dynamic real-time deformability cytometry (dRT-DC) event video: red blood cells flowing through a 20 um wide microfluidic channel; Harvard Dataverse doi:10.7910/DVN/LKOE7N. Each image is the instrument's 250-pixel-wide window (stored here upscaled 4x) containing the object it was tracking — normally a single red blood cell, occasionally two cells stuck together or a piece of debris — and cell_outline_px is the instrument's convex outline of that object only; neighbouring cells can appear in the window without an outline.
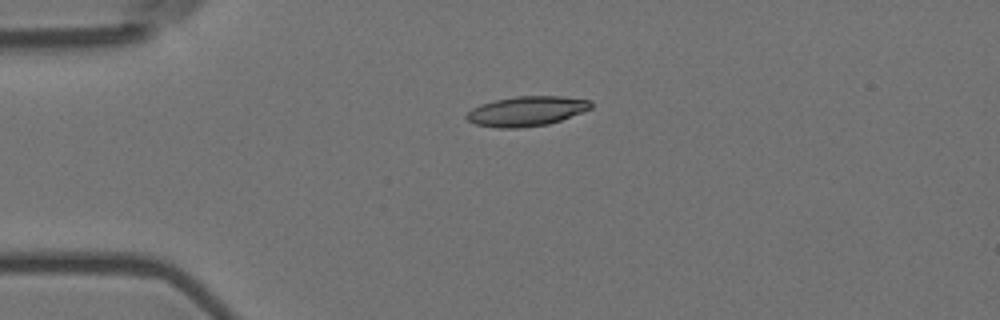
{"species": "Egyptian fruit bat (a non-hibernating species)", "species_latin": "Rousettus aegyptiacus", "temperature_condition": "room temperature", "stored_images_in_passage": 3, "camera_frame_rate_fps": 3000, "um_per_image_px": 0.085, "animal": {"sex": "female"}, "frame": {"image": 1, "passage_image": 1, "time_ms": 0.0, "image_size_px": [1000, 320], "cell_outline_px": [[592, 108], [560, 120], [548, 124], [520, 128], [496, 128], [476, 124], [468, 120], [464, 116], [472, 108], [480, 104], [496, 100], [516, 96], [560, 96], [592, 100]], "centroid_in_image_um": [44.75, 9.45], "position_along_channel_um": 40.3, "area_um2": 21.56}}
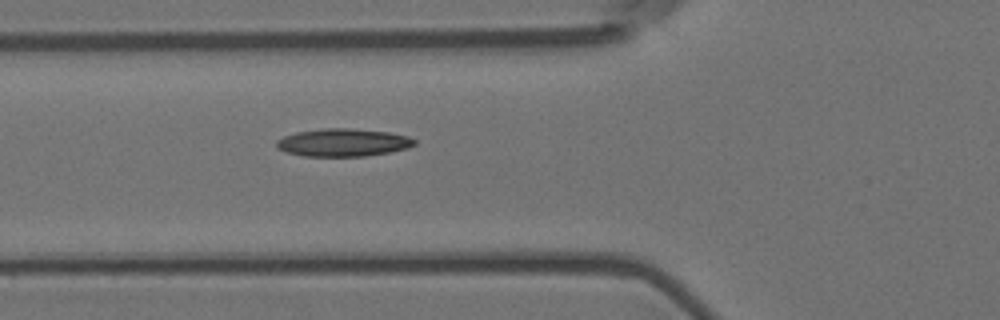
{"frame": {"image": 2, "passage_image": 3, "time_ms": 0.667, "image_size_px": [1000, 320], "cell_outline_px": [[416, 144], [408, 148], [388, 152], [364, 156], [304, 156], [288, 152], [276, 148], [276, 140], [284, 136], [296, 132], [324, 128], [348, 128], [388, 132], [408, 136], [416, 140]], "centroid_in_image_um": [29.15, 12.11], "position_along_channel_um": 96.6, "area_um2": 22.25}}